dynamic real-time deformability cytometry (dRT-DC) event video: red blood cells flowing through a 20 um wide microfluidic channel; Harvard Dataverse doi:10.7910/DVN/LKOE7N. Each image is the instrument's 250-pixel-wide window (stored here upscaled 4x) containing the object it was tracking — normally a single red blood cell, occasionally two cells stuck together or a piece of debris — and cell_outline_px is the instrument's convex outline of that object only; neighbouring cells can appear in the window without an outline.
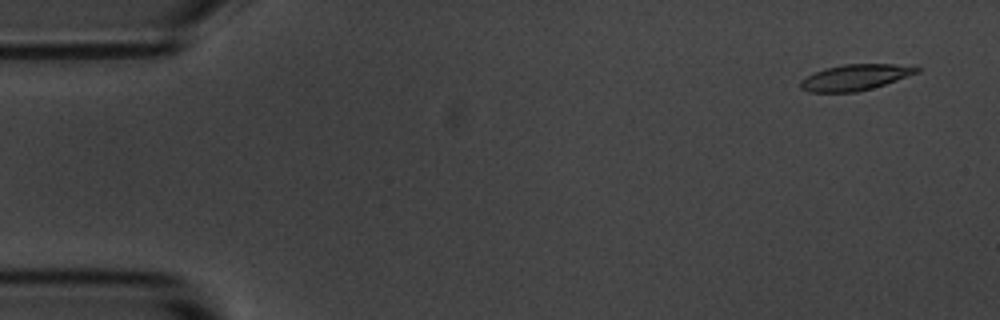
{"species": "common noctule bat (a hibernating species)", "species_latin": "Nyctalus noctula", "temperature_condition": "room temperature", "stored_images_in_passage": 10, "camera_frame_rate_fps": 3000, "um_per_image_px": 0.085, "animal": {"sex": "male", "body_mass_g": 20.1, "forearm_length_mm": 53.5}, "frame": {"image": 1, "passage_image": 1, "time_ms": 0.0, "image_size_px": [1000, 320], "cell_outline_px": [[920, 72], [872, 88], [856, 92], [808, 92], [800, 88], [800, 80], [824, 68], [844, 64], [916, 64], [920, 68]], "centroid_in_image_um": [72.74, 6.56], "position_along_channel_um": 12.3, "area_um2": 17.69}}
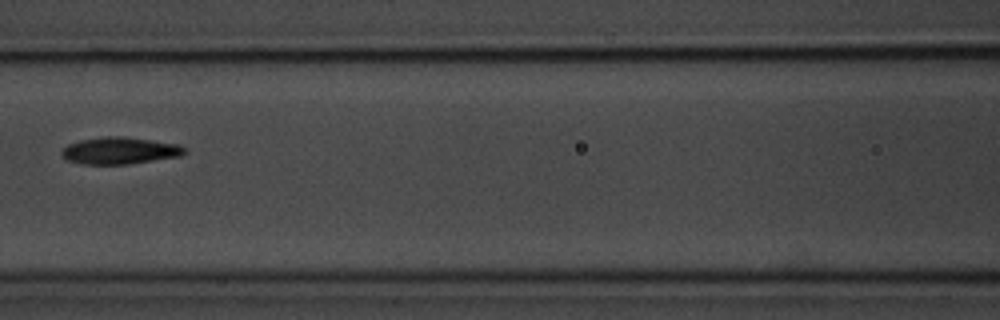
{"frame": {"image": 2, "passage_image": 7, "time_ms": 7.0, "image_size_px": [1000, 320], "cell_outline_px": [[188, 152], [180, 156], [128, 164], [80, 164], [68, 160], [60, 152], [68, 144], [80, 140], [108, 136], [124, 136], [180, 144], [188, 148]], "centroid_in_image_um": [10.24, 12.8], "position_along_channel_um": 156.4, "area_um2": 19.36}}